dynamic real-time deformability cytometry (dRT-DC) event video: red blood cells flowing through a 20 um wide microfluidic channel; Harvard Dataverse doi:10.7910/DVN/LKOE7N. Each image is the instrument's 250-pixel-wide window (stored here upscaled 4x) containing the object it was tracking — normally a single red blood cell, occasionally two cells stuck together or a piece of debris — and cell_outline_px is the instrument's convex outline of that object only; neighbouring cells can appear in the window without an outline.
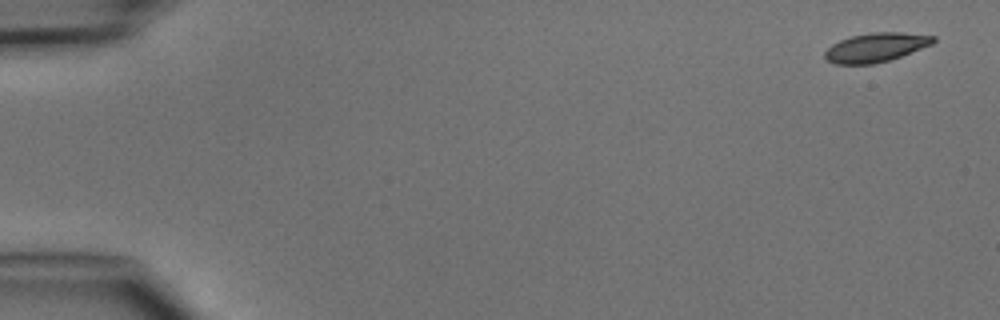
{"species": "common noctule bat (a hibernating species)", "species_latin": "Nyctalus noctula", "temperature_condition": "cold", "stored_images_in_passage": 6, "camera_frame_rate_fps": 3000, "um_per_image_px": 0.085, "animal": {"sex": "male", "body_mass_g": 15.6}, "frame": {"image": 1, "passage_image": 1, "time_ms": 0.0, "image_size_px": [1000, 320], "cell_outline_px": [[936, 40], [932, 44], [900, 56], [888, 60], [872, 64], [836, 64], [828, 60], [824, 56], [824, 52], [832, 44], [840, 40], [852, 36], [872, 32], [900, 32], [936, 36]], "centroid_in_image_um": [74.44, 4.02], "position_along_channel_um": 10.6, "area_um2": 18.15}}
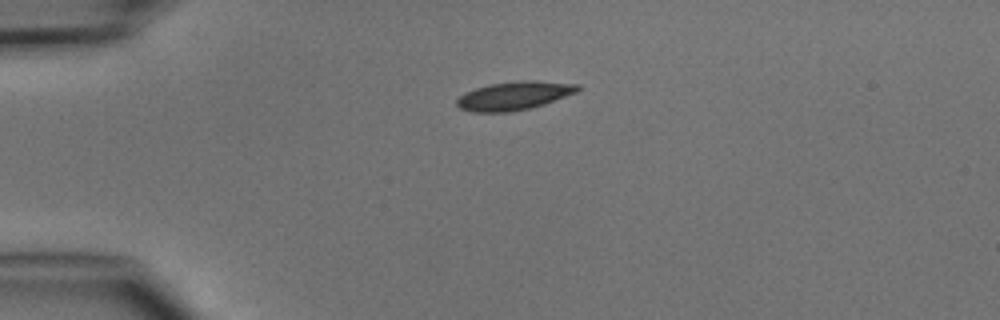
{"frame": {"image": 2, "passage_image": 4, "time_ms": 3.333, "image_size_px": [1000, 320], "cell_outline_px": [[580, 88], [576, 92], [544, 104], [528, 108], [508, 112], [472, 112], [460, 108], [456, 104], [456, 100], [464, 92], [488, 84], [516, 80], [536, 80], [580, 84]], "centroid_in_image_um": [43.68, 8.12], "position_along_channel_um": 41.3, "area_um2": 20.11}}